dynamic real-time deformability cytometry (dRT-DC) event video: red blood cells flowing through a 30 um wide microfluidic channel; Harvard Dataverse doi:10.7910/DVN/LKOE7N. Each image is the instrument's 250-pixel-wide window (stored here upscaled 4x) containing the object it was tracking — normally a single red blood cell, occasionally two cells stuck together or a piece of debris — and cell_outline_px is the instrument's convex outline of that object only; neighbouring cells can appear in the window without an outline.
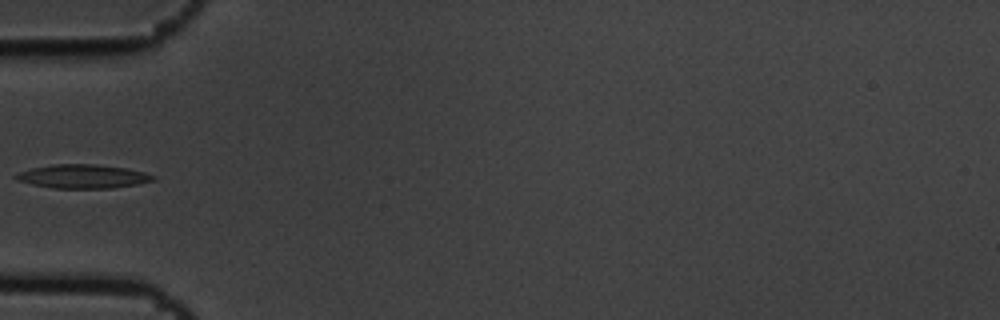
{"species": "common noctule bat (a hibernating species)", "species_latin": "Nyctalus noctula", "temperature_condition": "cold", "stored_images_in_passage": 5, "camera_frame_rate_fps": 3000, "um_per_image_px": 0.085, "animal": {"sex": "male", "body_mass_g": 19.5, "forearm_length_mm": 54.6}, "frame": {"image": 1, "passage_image": 5, "time_ms": 1.333, "image_size_px": [1000, 320], "cell_outline_px": [[156, 180], [136, 184], [112, 188], [52, 188], [32, 184], [16, 180], [12, 176], [20, 172], [32, 168], [52, 164], [92, 164], [128, 168], [144, 172], [156, 176]], "centroid_in_image_um": [7.04, 14.99], "position_along_channel_um": 78.0, "area_um2": 19.02}}